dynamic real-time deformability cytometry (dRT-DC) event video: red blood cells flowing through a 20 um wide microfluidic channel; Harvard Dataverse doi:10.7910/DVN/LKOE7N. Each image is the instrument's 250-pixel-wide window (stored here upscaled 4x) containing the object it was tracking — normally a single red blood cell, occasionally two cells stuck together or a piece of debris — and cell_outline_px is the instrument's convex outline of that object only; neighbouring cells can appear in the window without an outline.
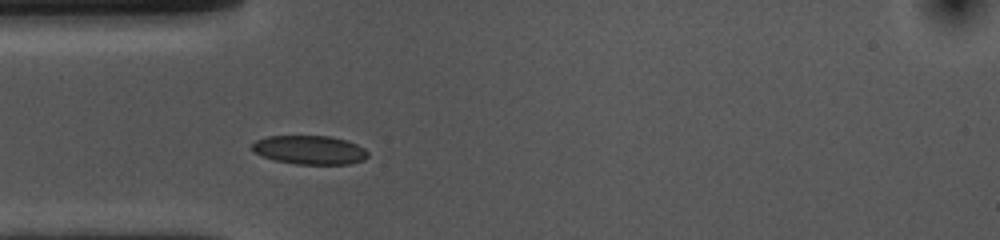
{"species": "common noctule bat (a hibernating species)", "species_latin": "Nyctalus noctula", "temperature_condition": "cold", "stored_images_in_passage": 30, "camera_frame_rate_fps": 3000, "um_per_image_px": 0.085, "animal": {"sex": "female", "body_mass_g": 10.0, "forearm_length_mm": 53.1}, "frame": {"image": 1, "passage_image": 1, "time_ms": 0.0, "image_size_px": [1000, 240], "cell_outline_px": [[368, 156], [364, 160], [348, 164], [296, 164], [276, 160], [260, 156], [252, 148], [252, 144], [256, 140], [268, 136], [332, 136], [348, 140], [364, 148], [368, 152]], "centroid_in_image_um": [26.34, 12.74], "position_along_channel_um": 58.7, "area_um2": 19.48}}
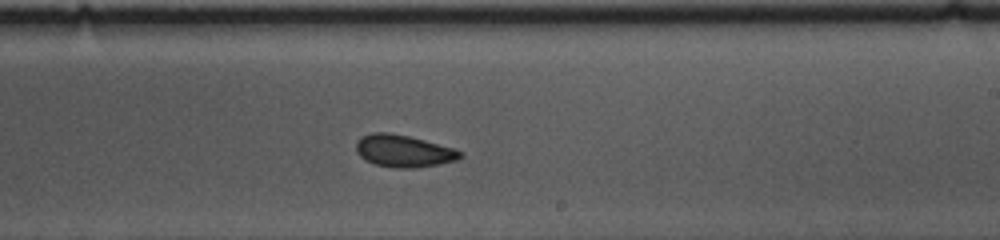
{"frame": {"image": 2, "passage_image": 17, "time_ms": 5.333, "image_size_px": [1000, 240], "cell_outline_px": [[464, 156], [456, 160], [416, 168], [396, 168], [376, 164], [360, 156], [356, 152], [356, 140], [360, 136], [372, 132], [388, 132], [408, 136], [424, 140], [452, 148], [464, 152]], "centroid_in_image_um": [34.28, 12.82], "position_along_channel_um": 254.7, "area_um2": 19.42}}
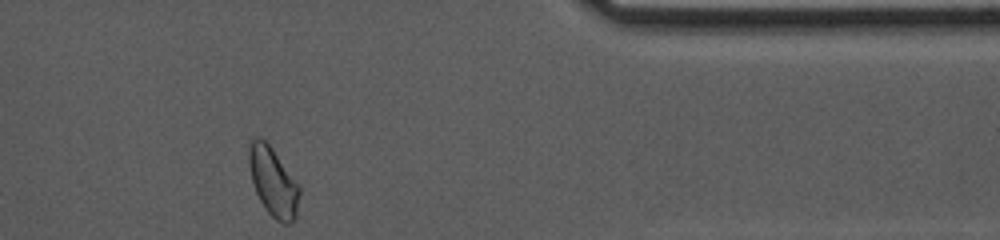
{"frame": {"image": 3, "passage_image": 30, "time_ms": 9.667, "image_size_px": [1000, 240], "cell_outline_px": [[300, 192], [296, 216], [288, 224], [280, 224], [268, 212], [260, 200], [256, 192], [252, 180], [248, 164], [248, 140], [256, 136], [260, 136], [272, 148], [300, 184]], "centroid_in_image_um": [23.21, 15.41], "position_along_channel_um": 388.2, "area_um2": 20.58}, "authors_computed_cell_mechanics": {"area_um2": 19.3341, "velocity_mm_per_s": 3.6884, "shape_relaxation_time_tau1_ms": 3.3614, "shape_relaxation_time_tau2_ms": 1.6558, "deformation_change_tau1": 0.0763, "deformation_change_tau2": 0.0685}}